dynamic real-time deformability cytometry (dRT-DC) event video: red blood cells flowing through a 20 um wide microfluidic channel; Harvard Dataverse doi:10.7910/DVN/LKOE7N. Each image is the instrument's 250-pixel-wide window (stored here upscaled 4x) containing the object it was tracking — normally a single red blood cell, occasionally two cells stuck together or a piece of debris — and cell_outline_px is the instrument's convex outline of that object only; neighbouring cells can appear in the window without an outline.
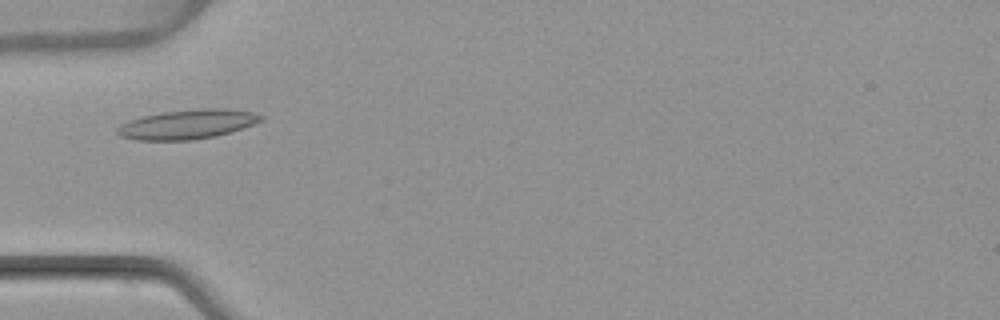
{"species": "common noctule bat (a hibernating species)", "species_latin": "Nyctalus noctula", "temperature_condition": "warm", "stored_images_in_passage": 3, "camera_frame_rate_fps": 3000, "um_per_image_px": 0.085, "animal": {"sex": "female", "body_mass_g": 22.7, "forearm_length_mm": 54.2}, "frame": {"image": 1, "passage_image": 3, "time_ms": 3.333, "image_size_px": [1000, 320], "cell_outline_px": [[264, 120], [216, 136], [192, 140], [136, 140], [120, 136], [116, 132], [116, 128], [120, 124], [128, 120], [140, 116], [164, 112], [200, 108], [228, 108], [252, 112], [264, 116]], "centroid_in_image_um": [15.89, 10.56], "position_along_channel_um": 69.1, "area_um2": 24.68}}